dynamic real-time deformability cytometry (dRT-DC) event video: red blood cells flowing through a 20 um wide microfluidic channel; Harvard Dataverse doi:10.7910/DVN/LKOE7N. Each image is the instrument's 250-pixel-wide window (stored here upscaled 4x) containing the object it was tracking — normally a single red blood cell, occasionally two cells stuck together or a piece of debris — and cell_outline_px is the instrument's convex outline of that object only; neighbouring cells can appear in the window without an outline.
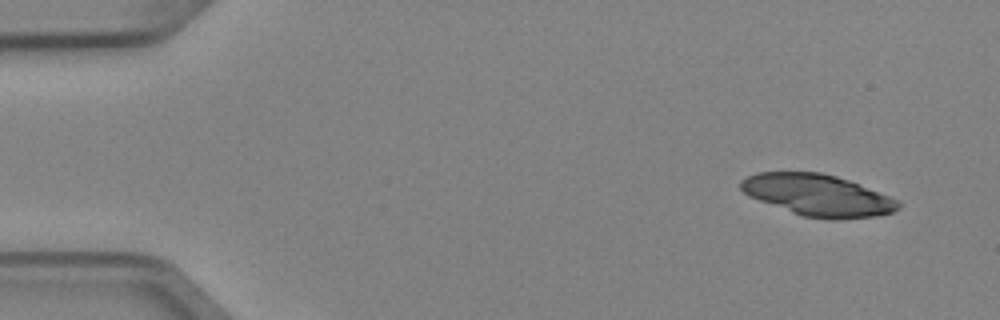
{"species": "Egyptian fruit bat (a non-hibernating species)", "species_latin": "Rousettus aegyptiacus", "temperature_condition": "cold", "stored_images_in_passage": 4, "camera_frame_rate_fps": 3000, "um_per_image_px": 0.085, "animal": {"sex": "female"}, "frame": {"image": 1, "passage_image": 1, "time_ms": 0.0, "image_size_px": [1000, 320], "cell_outline_px": [[900, 208], [892, 212], [876, 216], [840, 220], [832, 220], [804, 216], [792, 212], [748, 196], [740, 188], [740, 180], [756, 172], [820, 172], [836, 176], [848, 180], [888, 196], [896, 200], [900, 204]], "centroid_in_image_um": [69.49, 16.59], "position_along_channel_um": 15.5, "area_um2": 37.86}}